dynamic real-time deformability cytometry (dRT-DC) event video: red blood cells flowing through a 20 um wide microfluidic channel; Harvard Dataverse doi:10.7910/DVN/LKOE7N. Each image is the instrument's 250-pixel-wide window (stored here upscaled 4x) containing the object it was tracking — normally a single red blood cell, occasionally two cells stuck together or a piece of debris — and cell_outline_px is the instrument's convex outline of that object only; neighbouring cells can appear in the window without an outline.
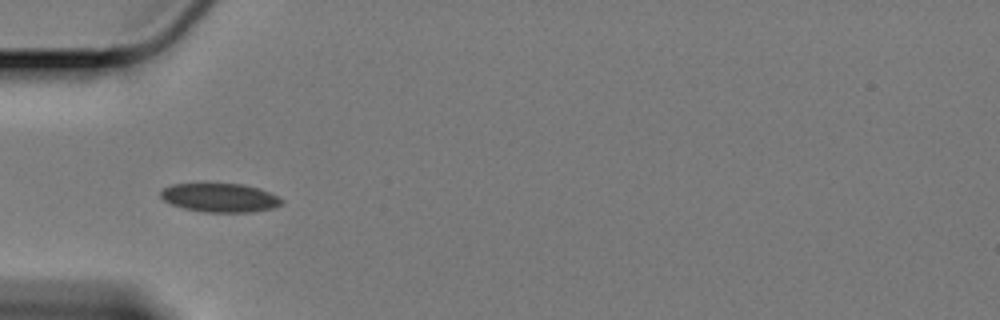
{"species": "Egyptian fruit bat (a non-hibernating species)", "species_latin": "Rousettus aegyptiacus", "temperature_condition": "cold", "stored_images_in_passage": 16, "camera_frame_rate_fps": 3000, "um_per_image_px": 0.085, "animal": {"sex": "female"}, "frame": {"image": 1, "passage_image": 5, "time_ms": 1.333, "image_size_px": [1000, 320], "cell_outline_px": [[284, 200], [280, 204], [272, 208], [248, 212], [204, 212], [184, 208], [172, 204], [164, 200], [160, 196], [160, 192], [164, 188], [172, 184], [204, 180], [244, 184], [260, 188]], "centroid_in_image_um": [18.63, 16.74], "position_along_channel_um": 66.4, "area_um2": 21.1}}
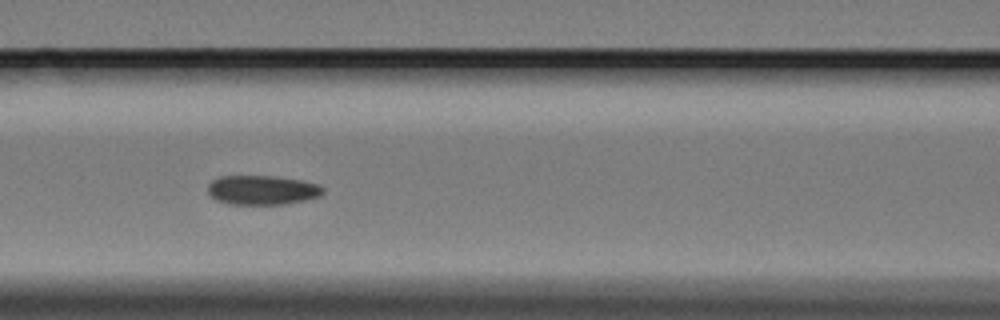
{"frame": {"image": 2, "passage_image": 12, "time_ms": 3.667, "image_size_px": [1000, 320], "cell_outline_px": [[324, 192], [320, 196], [304, 200], [284, 204], [232, 204], [216, 200], [208, 192], [208, 184], [212, 180], [220, 176], [276, 176], [300, 180], [316, 184], [324, 188]], "centroid_in_image_um": [22.28, 16.15], "position_along_channel_um": 144.3, "area_um2": 19.59}}